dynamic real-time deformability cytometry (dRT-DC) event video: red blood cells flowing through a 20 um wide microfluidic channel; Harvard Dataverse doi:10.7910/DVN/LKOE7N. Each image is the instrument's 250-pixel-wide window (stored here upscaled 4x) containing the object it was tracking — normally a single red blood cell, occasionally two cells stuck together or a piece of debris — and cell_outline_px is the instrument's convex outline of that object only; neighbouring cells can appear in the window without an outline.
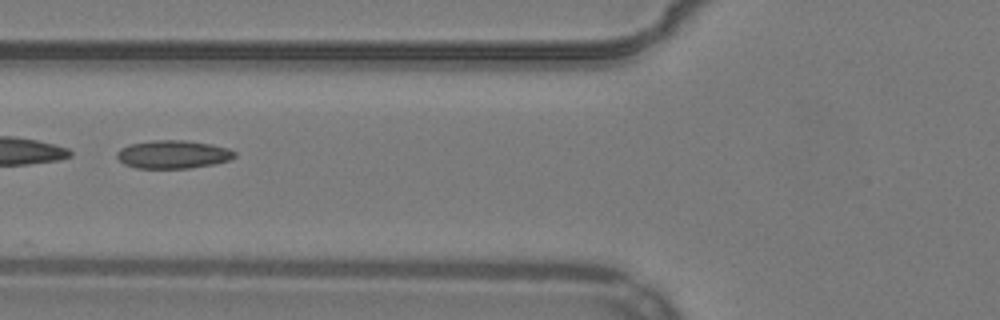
{"species": "common noctule bat (a hibernating species)", "species_latin": "Nyctalus noctula", "temperature_condition": "warm", "stored_images_in_passage": 37, "camera_frame_rate_fps": 3000, "um_per_image_px": 0.085, "animal": {"sex": "male", "body_mass_g": 19.2, "forearm_length_mm": 51.8}, "frame": {"image": 1, "passage_image": 6, "time_ms": 1.667, "image_size_px": [1000, 320], "cell_outline_px": [[236, 156], [228, 160], [212, 164], [188, 168], [136, 168], [124, 164], [116, 156], [116, 152], [120, 148], [128, 144], [152, 140], [188, 140], [212, 144], [228, 148], [236, 152]], "centroid_in_image_um": [14.68, 13.11], "position_along_channel_um": 111.1, "area_um2": 19.42}, "authors_computed_cell_mechanics": {"area_um2": 19.0162, "velocity_mm_per_s": 3.8999, "shape_relaxation_time_tau1_ms": null, "shape_relaxation_time_tau2_ms": 1.8889, "deformation_change_tau1": null, "deformation_change_tau2": 0.09}}